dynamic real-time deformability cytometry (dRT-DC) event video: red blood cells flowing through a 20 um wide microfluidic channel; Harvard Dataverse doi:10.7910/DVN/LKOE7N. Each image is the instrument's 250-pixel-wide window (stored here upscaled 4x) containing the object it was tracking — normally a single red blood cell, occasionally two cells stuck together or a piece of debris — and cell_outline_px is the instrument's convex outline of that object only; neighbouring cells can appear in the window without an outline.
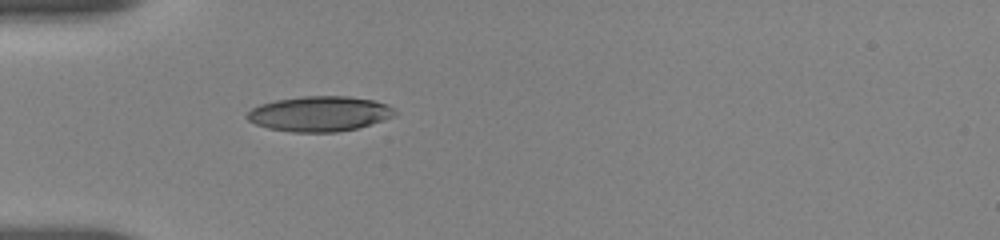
{"species": "human", "species_latin": "Homo sapiens", "temperature_condition": "room temperature", "stored_images_in_passage": 39, "camera_frame_rate_fps": 3000, "um_per_image_px": 0.085, "donor": {"sex": "female"}, "frame": {"image": 1, "passage_image": 1, "time_ms": 0.0, "image_size_px": [1000, 240], "cell_outline_px": [[396, 116], [356, 128], [336, 132], [292, 132], [268, 128], [256, 124], [248, 120], [244, 116], [252, 108], [260, 104], [276, 100], [300, 96], [348, 96], [372, 100], [388, 104], [396, 112]], "centroid_in_image_um": [27.14, 9.66], "position_along_channel_um": 57.9, "area_um2": 30.23}}
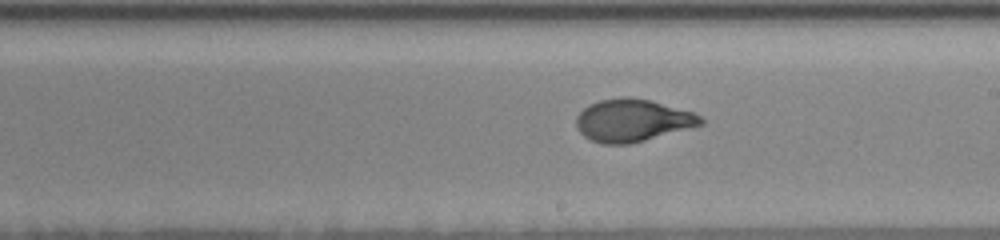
{"frame": {"image": 2, "passage_image": 16, "time_ms": 5.0, "image_size_px": [1000, 240], "cell_outline_px": [[704, 124], [644, 140], [628, 144], [600, 144], [584, 136], [576, 128], [576, 116], [588, 104], [600, 100], [624, 96], [628, 96], [648, 100], [696, 112], [704, 120]], "centroid_in_image_um": [53.75, 10.22], "position_along_channel_um": 235.3, "area_um2": 30.81}}
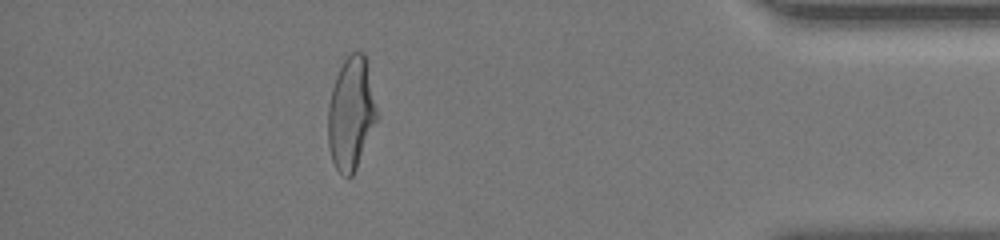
{"frame": {"image": 3, "passage_image": 33, "time_ms": 10.667, "image_size_px": [1000, 240], "cell_outline_px": [[376, 120], [356, 168], [352, 176], [344, 176], [336, 168], [332, 160], [328, 144], [328, 104], [332, 88], [336, 76], [344, 60], [352, 52], [364, 52], [376, 108]], "centroid_in_image_um": [29.8, 9.65], "position_along_channel_um": 405.4, "area_um2": 31.27}, "authors_computed_cell_mechanics": {"area_um2": 30.923, "velocity_mm_per_s": 3.6691, "shape_relaxation_time_tau1_ms": 5.5269, "shape_relaxation_time_tau2_ms": null, "deformation_change_tau1": 0.1938, "deformation_change_tau2": null}}